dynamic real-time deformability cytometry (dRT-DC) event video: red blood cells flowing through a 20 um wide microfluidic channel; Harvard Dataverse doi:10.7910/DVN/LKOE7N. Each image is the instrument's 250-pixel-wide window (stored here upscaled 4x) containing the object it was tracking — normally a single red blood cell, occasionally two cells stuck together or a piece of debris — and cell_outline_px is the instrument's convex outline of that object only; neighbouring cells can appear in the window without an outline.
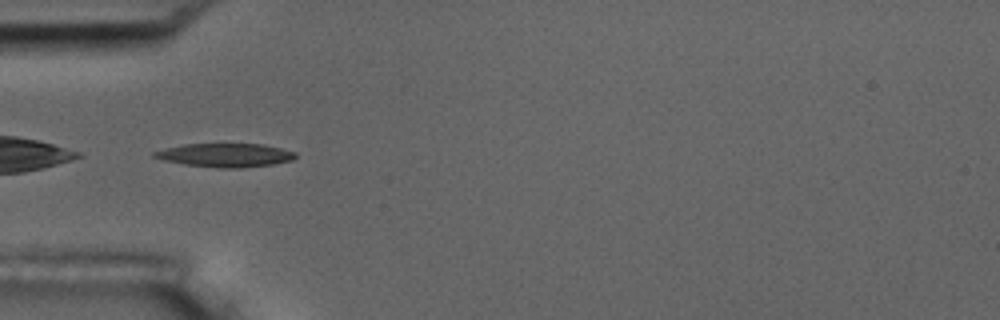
{"species": "common noctule bat (a hibernating species)", "species_latin": "Nyctalus noctula", "temperature_condition": "room temperature", "stored_images_in_passage": 10, "camera_frame_rate_fps": 3000, "um_per_image_px": 0.085, "animal": {"sex": "male", "body_mass_g": 17.5, "forearm_length_mm": 52.3}, "frame": {"image": 1, "passage_image": 6, "time_ms": 5.667, "image_size_px": [1000, 320], "cell_outline_px": [[296, 156], [292, 160], [272, 164], [240, 168], [216, 168], [184, 164], [164, 160], [152, 156], [152, 152], [164, 148], [184, 144], [264, 144], [296, 152]], "centroid_in_image_um": [19.13, 13.19], "position_along_channel_um": 65.9, "area_um2": 19.42}}
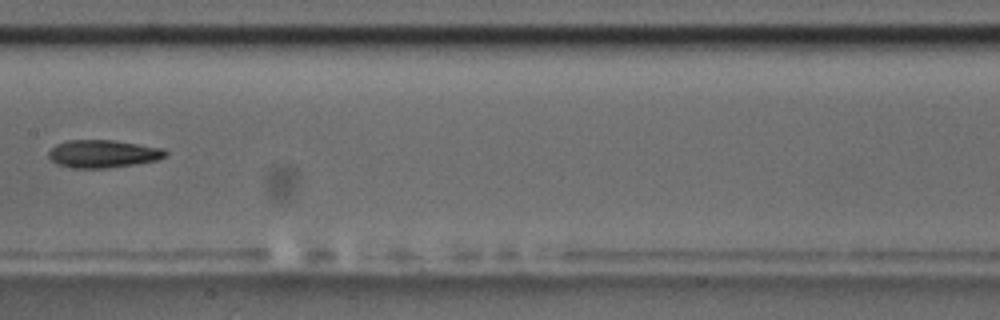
{"frame": {"image": 2, "passage_image": 9, "time_ms": 9.333, "image_size_px": [1000, 320], "cell_outline_px": [[168, 152], [164, 156], [156, 160], [132, 164], [104, 168], [72, 168], [60, 164], [52, 160], [48, 156], [48, 152], [56, 144], [68, 140], [116, 140], [164, 148]], "centroid_in_image_um": [8.76, 13.05], "position_along_channel_um": 198.6, "area_um2": 18.73}}
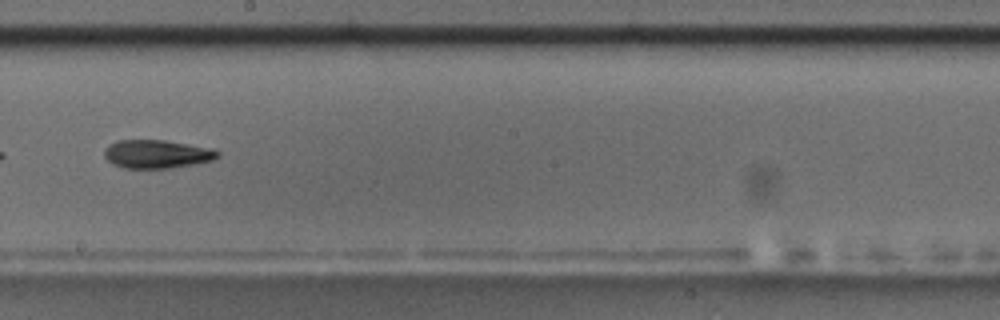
{"frame": {"image": 3, "passage_image": 10, "time_ms": 10.333, "image_size_px": [1000, 320], "cell_outline_px": [[220, 156], [212, 160], [196, 164], [172, 168], [124, 168], [112, 164], [104, 156], [104, 148], [108, 144], [116, 140], [164, 140], [204, 148], [220, 152]], "centroid_in_image_um": [13.26, 13.1], "position_along_channel_um": 234.9, "area_um2": 18.61}}